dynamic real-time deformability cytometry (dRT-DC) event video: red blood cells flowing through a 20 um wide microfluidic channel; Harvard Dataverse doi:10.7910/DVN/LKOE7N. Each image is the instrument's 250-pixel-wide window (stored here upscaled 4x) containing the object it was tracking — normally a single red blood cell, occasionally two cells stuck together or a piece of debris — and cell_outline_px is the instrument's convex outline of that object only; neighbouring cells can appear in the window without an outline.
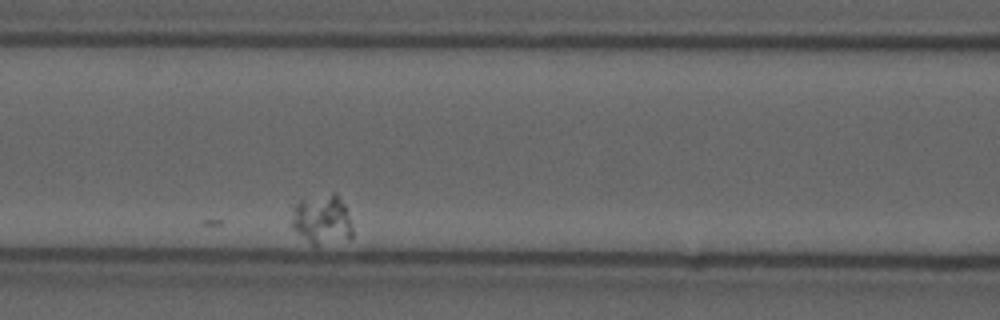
{"species": "common noctule bat (a hibernating species)", "species_latin": "Nyctalus noctula", "temperature_condition": "cold", "stored_images_in_passage": 3, "camera_frame_rate_fps": 3000, "um_per_image_px": 0.085, "animal": {"sex": "male", "forearm_length_mm": 52.5}, "frame": {"image": 1, "passage_image": 3, "time_ms": 0.667, "image_size_px": [1000, 320], "cell_outline_px": [[352, 240], [316, 244], [312, 244], [292, 228], [288, 224], [292, 208], [300, 200], [332, 192], [336, 192], [344, 204], [352, 228]], "centroid_in_image_um": [27.34, 18.65], "position_along_channel_um": 139.3, "area_um2": 17.8}}